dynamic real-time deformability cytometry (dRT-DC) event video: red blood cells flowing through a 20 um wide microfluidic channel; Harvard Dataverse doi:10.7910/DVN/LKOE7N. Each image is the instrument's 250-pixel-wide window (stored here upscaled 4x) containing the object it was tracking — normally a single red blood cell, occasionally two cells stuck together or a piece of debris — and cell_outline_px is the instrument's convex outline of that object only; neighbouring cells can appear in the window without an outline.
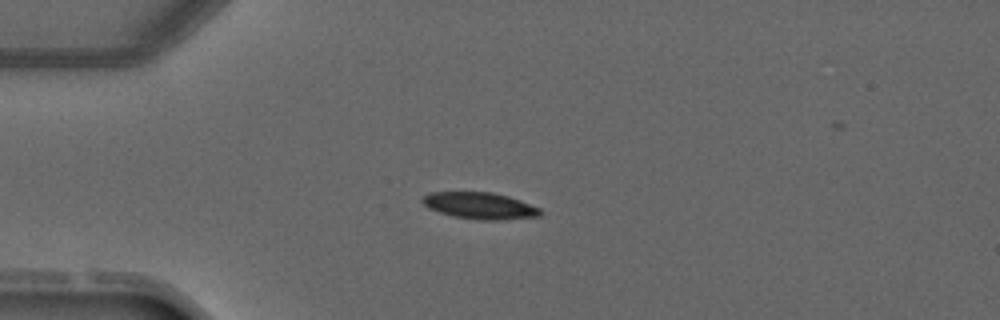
{"species": "common noctule bat (a hibernating species)", "species_latin": "Nyctalus noctula", "temperature_condition": "warm", "stored_images_in_passage": 4, "camera_frame_rate_fps": 3000, "um_per_image_px": 0.085, "animal": {"sex": "male", "forearm_length_mm": 52.5}, "frame": {"image": 1, "passage_image": 3, "time_ms": 2.333, "image_size_px": [1000, 320], "cell_outline_px": [[540, 216], [500, 220], [480, 220], [452, 216], [428, 208], [420, 200], [420, 196], [428, 192], [492, 192], [508, 196], [520, 200], [540, 208]], "centroid_in_image_um": [40.73, 17.47], "position_along_channel_um": 44.3, "area_um2": 18.38}}